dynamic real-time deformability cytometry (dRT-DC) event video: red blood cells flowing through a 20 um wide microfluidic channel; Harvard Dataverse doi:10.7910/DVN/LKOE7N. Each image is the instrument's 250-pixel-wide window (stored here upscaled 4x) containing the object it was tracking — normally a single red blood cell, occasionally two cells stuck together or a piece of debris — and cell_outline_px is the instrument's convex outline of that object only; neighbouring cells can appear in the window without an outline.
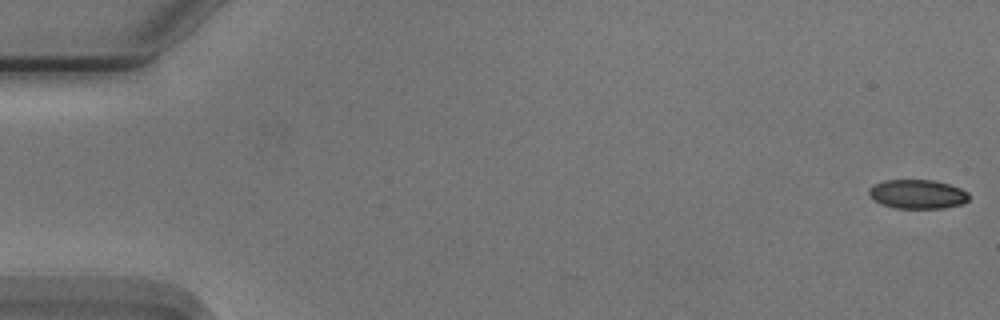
{"species": "Egyptian fruit bat (a non-hibernating species)", "species_latin": "Rousettus aegyptiacus", "temperature_condition": "cold", "stored_images_in_passage": 17, "camera_frame_rate_fps": 3000, "um_per_image_px": 0.085, "animal": {"sex": "male"}, "frame": {"image": 1, "passage_image": 1, "time_ms": 0.0, "image_size_px": [1000, 320], "cell_outline_px": [[968, 200], [964, 204], [944, 208], [896, 208], [880, 204], [868, 196], [868, 188], [872, 184], [884, 180], [932, 180], [948, 184], [960, 188], [968, 192]], "centroid_in_image_um": [77.95, 16.5], "position_along_channel_um": 7.1, "area_um2": 17.17}}
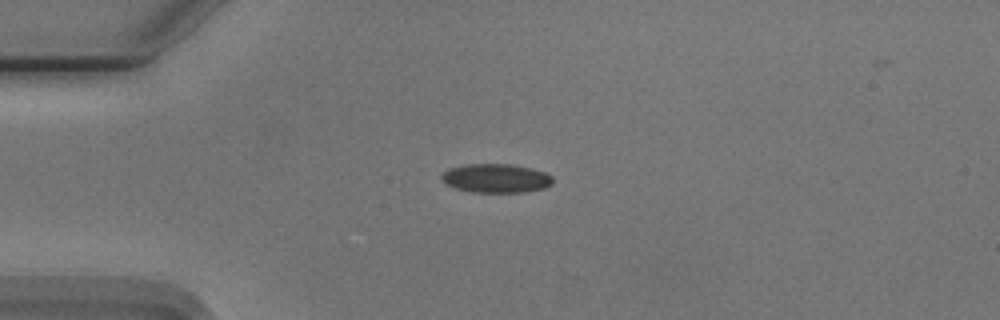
{"frame": {"image": 2, "passage_image": 14, "time_ms": 4.333, "image_size_px": [1000, 320], "cell_outline_px": [[552, 184], [544, 188], [524, 192], [472, 192], [456, 188], [440, 180], [440, 176], [448, 168], [464, 164], [512, 164], [532, 168], [544, 172], [552, 176]], "centroid_in_image_um": [42.15, 15.14], "position_along_channel_um": 42.9, "area_um2": 18.79}}